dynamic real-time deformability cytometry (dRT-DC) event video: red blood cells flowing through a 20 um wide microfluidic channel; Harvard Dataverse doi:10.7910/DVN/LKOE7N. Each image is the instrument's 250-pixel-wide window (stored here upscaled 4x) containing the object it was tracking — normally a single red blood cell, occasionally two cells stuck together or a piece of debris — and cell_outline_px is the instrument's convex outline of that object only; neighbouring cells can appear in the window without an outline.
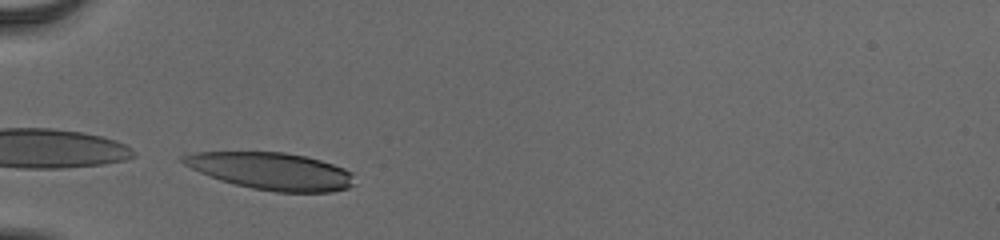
{"species": "human", "species_latin": "Homo sapiens", "temperature_condition": "cold", "stored_images_in_passage": 29, "camera_frame_rate_fps": 3000, "um_per_image_px": 0.085, "donor": {"sex": "male"}, "frame": {"image": 1, "passage_image": 1, "time_ms": 0.0, "image_size_px": [1000, 240], "cell_outline_px": [[356, 184], [348, 188], [332, 192], [276, 192], [252, 188], [220, 180], [208, 176], [184, 164], [180, 160], [180, 156], [192, 152], [284, 152], [304, 156], [320, 160], [344, 168], [352, 172]], "centroid_in_image_um": [23.08, 14.54], "position_along_channel_um": 61.9, "area_um2": 37.17}}
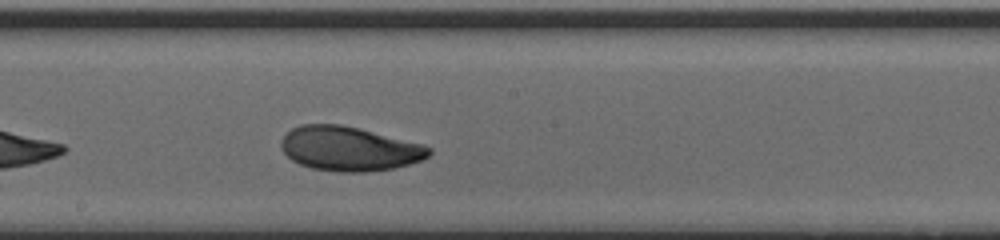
{"frame": {"image": 2, "passage_image": 14, "time_ms": 4.333, "image_size_px": [1000, 240], "cell_outline_px": [[432, 152], [428, 156], [420, 160], [408, 164], [392, 168], [368, 172], [340, 172], [312, 168], [300, 164], [292, 160], [284, 152], [280, 144], [280, 140], [292, 128], [300, 124], [340, 124], [360, 128], [424, 144], [432, 148]], "centroid_in_image_um": [29.69, 12.63], "position_along_channel_um": 218.5, "area_um2": 38.26}}
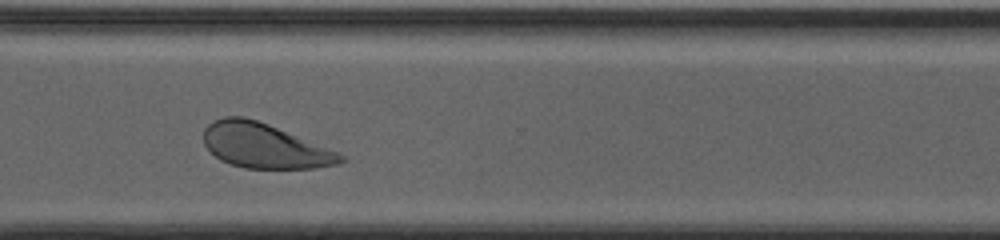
{"frame": {"image": 3, "passage_image": 24, "time_ms": 7.667, "image_size_px": [1000, 240], "cell_outline_px": [[348, 160], [340, 164], [316, 168], [244, 168], [220, 160], [204, 144], [204, 128], [212, 120], [224, 116], [244, 116], [268, 124], [336, 152], [344, 156]], "centroid_in_image_um": [22.45, 12.39], "position_along_channel_um": 348.2, "area_um2": 35.32}, "authors_computed_cell_mechanics": {"area_um2": 37.5122, "velocity_mm_per_s": 3.8723, "shape_relaxation_time_tau1_ms": 2.3014, "shape_relaxation_time_tau2_ms": 3.0862, "deformation_change_tau1": 0.1252, "deformation_change_tau2": 0.0948}}